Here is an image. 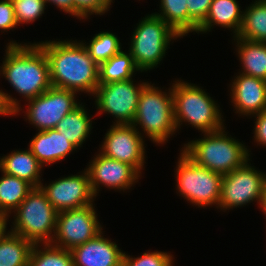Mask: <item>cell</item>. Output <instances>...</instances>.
Returning <instances> with one entry per match:
<instances>
[{
	"instance_id": "obj_27",
	"label": "cell",
	"mask_w": 266,
	"mask_h": 266,
	"mask_svg": "<svg viewBox=\"0 0 266 266\" xmlns=\"http://www.w3.org/2000/svg\"><path fill=\"white\" fill-rule=\"evenodd\" d=\"M186 2L187 0H161L163 14H155L180 36L188 33V8Z\"/></svg>"
},
{
	"instance_id": "obj_17",
	"label": "cell",
	"mask_w": 266,
	"mask_h": 266,
	"mask_svg": "<svg viewBox=\"0 0 266 266\" xmlns=\"http://www.w3.org/2000/svg\"><path fill=\"white\" fill-rule=\"evenodd\" d=\"M233 85L232 97L240 113L257 114L266 110V80L240 74Z\"/></svg>"
},
{
	"instance_id": "obj_21",
	"label": "cell",
	"mask_w": 266,
	"mask_h": 266,
	"mask_svg": "<svg viewBox=\"0 0 266 266\" xmlns=\"http://www.w3.org/2000/svg\"><path fill=\"white\" fill-rule=\"evenodd\" d=\"M33 243L11 232L0 239V266H28Z\"/></svg>"
},
{
	"instance_id": "obj_34",
	"label": "cell",
	"mask_w": 266,
	"mask_h": 266,
	"mask_svg": "<svg viewBox=\"0 0 266 266\" xmlns=\"http://www.w3.org/2000/svg\"><path fill=\"white\" fill-rule=\"evenodd\" d=\"M17 25L13 4L11 0L0 2V28L12 29Z\"/></svg>"
},
{
	"instance_id": "obj_30",
	"label": "cell",
	"mask_w": 266,
	"mask_h": 266,
	"mask_svg": "<svg viewBox=\"0 0 266 266\" xmlns=\"http://www.w3.org/2000/svg\"><path fill=\"white\" fill-rule=\"evenodd\" d=\"M17 24L38 18L45 8V0H11Z\"/></svg>"
},
{
	"instance_id": "obj_3",
	"label": "cell",
	"mask_w": 266,
	"mask_h": 266,
	"mask_svg": "<svg viewBox=\"0 0 266 266\" xmlns=\"http://www.w3.org/2000/svg\"><path fill=\"white\" fill-rule=\"evenodd\" d=\"M222 130L207 132L206 138L192 141L183 152L199 166L225 175L247 162L249 155L243 144L227 138Z\"/></svg>"
},
{
	"instance_id": "obj_35",
	"label": "cell",
	"mask_w": 266,
	"mask_h": 266,
	"mask_svg": "<svg viewBox=\"0 0 266 266\" xmlns=\"http://www.w3.org/2000/svg\"><path fill=\"white\" fill-rule=\"evenodd\" d=\"M19 111L18 103L16 99H12L8 94L0 91V114H16Z\"/></svg>"
},
{
	"instance_id": "obj_4",
	"label": "cell",
	"mask_w": 266,
	"mask_h": 266,
	"mask_svg": "<svg viewBox=\"0 0 266 266\" xmlns=\"http://www.w3.org/2000/svg\"><path fill=\"white\" fill-rule=\"evenodd\" d=\"M174 85L172 96L176 128L181 120H186L205 133L221 129L220 110L202 89L184 82Z\"/></svg>"
},
{
	"instance_id": "obj_9",
	"label": "cell",
	"mask_w": 266,
	"mask_h": 266,
	"mask_svg": "<svg viewBox=\"0 0 266 266\" xmlns=\"http://www.w3.org/2000/svg\"><path fill=\"white\" fill-rule=\"evenodd\" d=\"M132 82L124 80L99 84L94 92L98 108L114 115L119 120L117 125L133 124L139 97L146 83L136 88Z\"/></svg>"
},
{
	"instance_id": "obj_20",
	"label": "cell",
	"mask_w": 266,
	"mask_h": 266,
	"mask_svg": "<svg viewBox=\"0 0 266 266\" xmlns=\"http://www.w3.org/2000/svg\"><path fill=\"white\" fill-rule=\"evenodd\" d=\"M243 15L240 14L236 0H213L206 19L198 26L197 31L205 32L214 23L227 28H234L238 35Z\"/></svg>"
},
{
	"instance_id": "obj_39",
	"label": "cell",
	"mask_w": 266,
	"mask_h": 266,
	"mask_svg": "<svg viewBox=\"0 0 266 266\" xmlns=\"http://www.w3.org/2000/svg\"><path fill=\"white\" fill-rule=\"evenodd\" d=\"M260 205L263 207V211H265L264 213L266 214V185H265V189L263 192L262 201Z\"/></svg>"
},
{
	"instance_id": "obj_2",
	"label": "cell",
	"mask_w": 266,
	"mask_h": 266,
	"mask_svg": "<svg viewBox=\"0 0 266 266\" xmlns=\"http://www.w3.org/2000/svg\"><path fill=\"white\" fill-rule=\"evenodd\" d=\"M6 52L2 72L20 94L30 100L52 86L48 60L39 44L10 43Z\"/></svg>"
},
{
	"instance_id": "obj_23",
	"label": "cell",
	"mask_w": 266,
	"mask_h": 266,
	"mask_svg": "<svg viewBox=\"0 0 266 266\" xmlns=\"http://www.w3.org/2000/svg\"><path fill=\"white\" fill-rule=\"evenodd\" d=\"M243 15L237 38L266 43V0L256 1Z\"/></svg>"
},
{
	"instance_id": "obj_12",
	"label": "cell",
	"mask_w": 266,
	"mask_h": 266,
	"mask_svg": "<svg viewBox=\"0 0 266 266\" xmlns=\"http://www.w3.org/2000/svg\"><path fill=\"white\" fill-rule=\"evenodd\" d=\"M75 91L51 86L36 98L30 99L28 119L40 131L55 129L60 120L79 106L74 99Z\"/></svg>"
},
{
	"instance_id": "obj_18",
	"label": "cell",
	"mask_w": 266,
	"mask_h": 266,
	"mask_svg": "<svg viewBox=\"0 0 266 266\" xmlns=\"http://www.w3.org/2000/svg\"><path fill=\"white\" fill-rule=\"evenodd\" d=\"M76 147L56 129L40 131L30 143V150L42 163L62 160Z\"/></svg>"
},
{
	"instance_id": "obj_37",
	"label": "cell",
	"mask_w": 266,
	"mask_h": 266,
	"mask_svg": "<svg viewBox=\"0 0 266 266\" xmlns=\"http://www.w3.org/2000/svg\"><path fill=\"white\" fill-rule=\"evenodd\" d=\"M45 1L46 3L47 1L53 2L63 11L71 13V15L73 14V0H45Z\"/></svg>"
},
{
	"instance_id": "obj_31",
	"label": "cell",
	"mask_w": 266,
	"mask_h": 266,
	"mask_svg": "<svg viewBox=\"0 0 266 266\" xmlns=\"http://www.w3.org/2000/svg\"><path fill=\"white\" fill-rule=\"evenodd\" d=\"M171 256L163 252L144 253L139 258H129L125 253L121 266H172Z\"/></svg>"
},
{
	"instance_id": "obj_26",
	"label": "cell",
	"mask_w": 266,
	"mask_h": 266,
	"mask_svg": "<svg viewBox=\"0 0 266 266\" xmlns=\"http://www.w3.org/2000/svg\"><path fill=\"white\" fill-rule=\"evenodd\" d=\"M34 187L27 181L4 173L0 179V211L17 209Z\"/></svg>"
},
{
	"instance_id": "obj_6",
	"label": "cell",
	"mask_w": 266,
	"mask_h": 266,
	"mask_svg": "<svg viewBox=\"0 0 266 266\" xmlns=\"http://www.w3.org/2000/svg\"><path fill=\"white\" fill-rule=\"evenodd\" d=\"M162 94L157 88L146 84L140 94L133 124L140 123L148 136L162 143L176 130L172 91Z\"/></svg>"
},
{
	"instance_id": "obj_22",
	"label": "cell",
	"mask_w": 266,
	"mask_h": 266,
	"mask_svg": "<svg viewBox=\"0 0 266 266\" xmlns=\"http://www.w3.org/2000/svg\"><path fill=\"white\" fill-rule=\"evenodd\" d=\"M237 40L243 42H240L238 51L244 64L242 74L266 80V43L243 38Z\"/></svg>"
},
{
	"instance_id": "obj_28",
	"label": "cell",
	"mask_w": 266,
	"mask_h": 266,
	"mask_svg": "<svg viewBox=\"0 0 266 266\" xmlns=\"http://www.w3.org/2000/svg\"><path fill=\"white\" fill-rule=\"evenodd\" d=\"M34 244L30 253L28 266H74L70 250L45 244V251L36 250ZM48 247V249H47Z\"/></svg>"
},
{
	"instance_id": "obj_8",
	"label": "cell",
	"mask_w": 266,
	"mask_h": 266,
	"mask_svg": "<svg viewBox=\"0 0 266 266\" xmlns=\"http://www.w3.org/2000/svg\"><path fill=\"white\" fill-rule=\"evenodd\" d=\"M177 169L179 191L196 205L219 203L223 175L199 166L184 152Z\"/></svg>"
},
{
	"instance_id": "obj_32",
	"label": "cell",
	"mask_w": 266,
	"mask_h": 266,
	"mask_svg": "<svg viewBox=\"0 0 266 266\" xmlns=\"http://www.w3.org/2000/svg\"><path fill=\"white\" fill-rule=\"evenodd\" d=\"M213 0H187L188 32L196 31L198 26L206 19Z\"/></svg>"
},
{
	"instance_id": "obj_11",
	"label": "cell",
	"mask_w": 266,
	"mask_h": 266,
	"mask_svg": "<svg viewBox=\"0 0 266 266\" xmlns=\"http://www.w3.org/2000/svg\"><path fill=\"white\" fill-rule=\"evenodd\" d=\"M96 217L92 204L58 212L55 230L58 242L63 245L55 246L72 250L95 238L101 232Z\"/></svg>"
},
{
	"instance_id": "obj_19",
	"label": "cell",
	"mask_w": 266,
	"mask_h": 266,
	"mask_svg": "<svg viewBox=\"0 0 266 266\" xmlns=\"http://www.w3.org/2000/svg\"><path fill=\"white\" fill-rule=\"evenodd\" d=\"M42 164L32 154L31 150L17 151L0 160L3 173L18 177L30 183L33 187H40L39 171Z\"/></svg>"
},
{
	"instance_id": "obj_25",
	"label": "cell",
	"mask_w": 266,
	"mask_h": 266,
	"mask_svg": "<svg viewBox=\"0 0 266 266\" xmlns=\"http://www.w3.org/2000/svg\"><path fill=\"white\" fill-rule=\"evenodd\" d=\"M135 69L138 70L131 53L121 51L99 65V84L131 80Z\"/></svg>"
},
{
	"instance_id": "obj_7",
	"label": "cell",
	"mask_w": 266,
	"mask_h": 266,
	"mask_svg": "<svg viewBox=\"0 0 266 266\" xmlns=\"http://www.w3.org/2000/svg\"><path fill=\"white\" fill-rule=\"evenodd\" d=\"M180 36L160 17L153 14L138 25L130 53L138 70L153 68L161 61L172 37Z\"/></svg>"
},
{
	"instance_id": "obj_10",
	"label": "cell",
	"mask_w": 266,
	"mask_h": 266,
	"mask_svg": "<svg viewBox=\"0 0 266 266\" xmlns=\"http://www.w3.org/2000/svg\"><path fill=\"white\" fill-rule=\"evenodd\" d=\"M246 163L223 175L218 203L220 207H237L254 199L259 200L261 204L266 185V175L258 173Z\"/></svg>"
},
{
	"instance_id": "obj_5",
	"label": "cell",
	"mask_w": 266,
	"mask_h": 266,
	"mask_svg": "<svg viewBox=\"0 0 266 266\" xmlns=\"http://www.w3.org/2000/svg\"><path fill=\"white\" fill-rule=\"evenodd\" d=\"M17 218L13 233L29 240L33 244L52 240L49 235L56 228L58 211L51 205L41 187H34L16 209Z\"/></svg>"
},
{
	"instance_id": "obj_38",
	"label": "cell",
	"mask_w": 266,
	"mask_h": 266,
	"mask_svg": "<svg viewBox=\"0 0 266 266\" xmlns=\"http://www.w3.org/2000/svg\"><path fill=\"white\" fill-rule=\"evenodd\" d=\"M6 216H8V214L0 211V239L5 235L7 221Z\"/></svg>"
},
{
	"instance_id": "obj_13",
	"label": "cell",
	"mask_w": 266,
	"mask_h": 266,
	"mask_svg": "<svg viewBox=\"0 0 266 266\" xmlns=\"http://www.w3.org/2000/svg\"><path fill=\"white\" fill-rule=\"evenodd\" d=\"M135 129L134 125L115 124L106 134L101 154L140 170L144 162V145Z\"/></svg>"
},
{
	"instance_id": "obj_29",
	"label": "cell",
	"mask_w": 266,
	"mask_h": 266,
	"mask_svg": "<svg viewBox=\"0 0 266 266\" xmlns=\"http://www.w3.org/2000/svg\"><path fill=\"white\" fill-rule=\"evenodd\" d=\"M90 57L99 66L112 56L121 52L118 38L112 33L101 32L93 37L89 46H86Z\"/></svg>"
},
{
	"instance_id": "obj_15",
	"label": "cell",
	"mask_w": 266,
	"mask_h": 266,
	"mask_svg": "<svg viewBox=\"0 0 266 266\" xmlns=\"http://www.w3.org/2000/svg\"><path fill=\"white\" fill-rule=\"evenodd\" d=\"M90 185L94 195L97 193L99 182L111 188L124 189L130 187L136 179L138 173L133 166L128 163L99 154L88 168Z\"/></svg>"
},
{
	"instance_id": "obj_33",
	"label": "cell",
	"mask_w": 266,
	"mask_h": 266,
	"mask_svg": "<svg viewBox=\"0 0 266 266\" xmlns=\"http://www.w3.org/2000/svg\"><path fill=\"white\" fill-rule=\"evenodd\" d=\"M110 4L111 0H73V15L85 18L88 12L101 14Z\"/></svg>"
},
{
	"instance_id": "obj_14",
	"label": "cell",
	"mask_w": 266,
	"mask_h": 266,
	"mask_svg": "<svg viewBox=\"0 0 266 266\" xmlns=\"http://www.w3.org/2000/svg\"><path fill=\"white\" fill-rule=\"evenodd\" d=\"M40 187L58 212L88 206L92 204L93 196H96L90 185L88 171L84 175H72L55 181L48 187Z\"/></svg>"
},
{
	"instance_id": "obj_24",
	"label": "cell",
	"mask_w": 266,
	"mask_h": 266,
	"mask_svg": "<svg viewBox=\"0 0 266 266\" xmlns=\"http://www.w3.org/2000/svg\"><path fill=\"white\" fill-rule=\"evenodd\" d=\"M90 118L80 105L65 115L55 129L63 134L75 147L80 146L91 128Z\"/></svg>"
},
{
	"instance_id": "obj_1",
	"label": "cell",
	"mask_w": 266,
	"mask_h": 266,
	"mask_svg": "<svg viewBox=\"0 0 266 266\" xmlns=\"http://www.w3.org/2000/svg\"><path fill=\"white\" fill-rule=\"evenodd\" d=\"M39 45L47 57L53 87L94 94L99 85V66L84 44L52 41Z\"/></svg>"
},
{
	"instance_id": "obj_16",
	"label": "cell",
	"mask_w": 266,
	"mask_h": 266,
	"mask_svg": "<svg viewBox=\"0 0 266 266\" xmlns=\"http://www.w3.org/2000/svg\"><path fill=\"white\" fill-rule=\"evenodd\" d=\"M74 266H121L123 254L117 245L101 236L70 250Z\"/></svg>"
},
{
	"instance_id": "obj_36",
	"label": "cell",
	"mask_w": 266,
	"mask_h": 266,
	"mask_svg": "<svg viewBox=\"0 0 266 266\" xmlns=\"http://www.w3.org/2000/svg\"><path fill=\"white\" fill-rule=\"evenodd\" d=\"M256 119L255 139L260 142V144L266 145V110L257 113Z\"/></svg>"
}]
</instances>
